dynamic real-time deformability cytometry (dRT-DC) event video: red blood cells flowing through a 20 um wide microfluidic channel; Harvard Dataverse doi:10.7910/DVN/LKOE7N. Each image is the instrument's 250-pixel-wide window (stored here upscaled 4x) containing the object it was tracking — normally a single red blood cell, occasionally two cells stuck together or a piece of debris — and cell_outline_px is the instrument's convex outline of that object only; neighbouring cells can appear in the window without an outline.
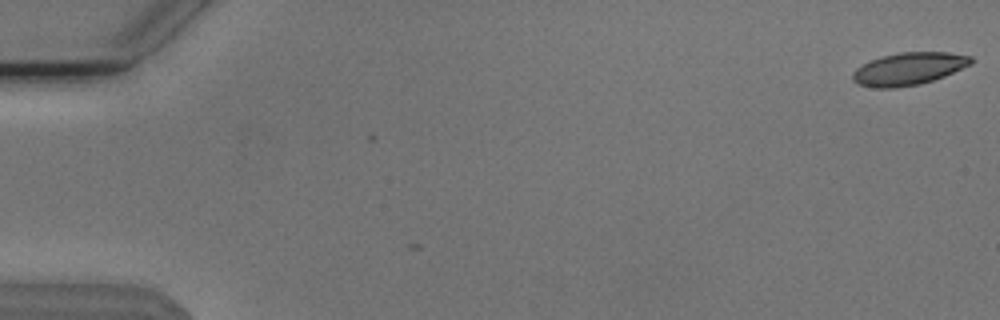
{"species": "Egyptian fruit bat (a non-hibernating species)", "species_latin": "Rousettus aegyptiacus", "temperature_condition": "cold", "stored_images_in_passage": 6, "camera_frame_rate_fps": 3000, "um_per_image_px": 0.085, "animal": {"sex": "male"}, "frame": {"image": 1, "passage_image": 6, "time_ms": 1.667, "image_size_px": [1000, 320], "cell_outline_px": [[976, 60], [972, 64], [944, 76], [920, 84], [896, 88], [876, 88], [860, 84], [852, 80], [852, 72], [856, 68], [868, 60], [880, 56], [900, 52], [948, 52], [972, 56]], "centroid_in_image_um": [77.24, 5.83], "position_along_channel_um": 7.8, "area_um2": 22.66}}